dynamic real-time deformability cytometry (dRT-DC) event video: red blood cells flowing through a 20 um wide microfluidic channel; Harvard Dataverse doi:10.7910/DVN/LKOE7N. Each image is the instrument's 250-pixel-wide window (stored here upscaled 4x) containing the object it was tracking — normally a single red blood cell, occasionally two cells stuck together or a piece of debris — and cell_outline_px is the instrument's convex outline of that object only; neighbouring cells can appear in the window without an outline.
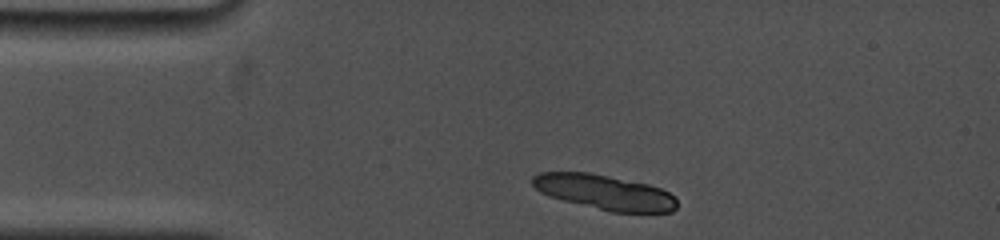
{"species": "common noctule bat (a hibernating species)", "species_latin": "Nyctalus noctula", "temperature_condition": "cold", "stored_images_in_passage": 2, "camera_frame_rate_fps": 5000, "um_per_image_px": 0.085, "animal": {"sex": "female", "body_mass_g": 19.0, "forearm_length_mm": 53.3}, "frame": {"image": 1, "passage_image": 1, "time_ms": 0.0, "image_size_px": [1000, 240], "cell_outline_px": [[676, 208], [672, 212], [612, 212], [548, 196], [540, 192], [532, 184], [532, 176], [540, 172], [588, 172], [648, 184], [660, 188], [676, 196]], "centroid_in_image_um": [51.39, 16.33], "position_along_channel_um": 33.6, "area_um2": 29.19}}